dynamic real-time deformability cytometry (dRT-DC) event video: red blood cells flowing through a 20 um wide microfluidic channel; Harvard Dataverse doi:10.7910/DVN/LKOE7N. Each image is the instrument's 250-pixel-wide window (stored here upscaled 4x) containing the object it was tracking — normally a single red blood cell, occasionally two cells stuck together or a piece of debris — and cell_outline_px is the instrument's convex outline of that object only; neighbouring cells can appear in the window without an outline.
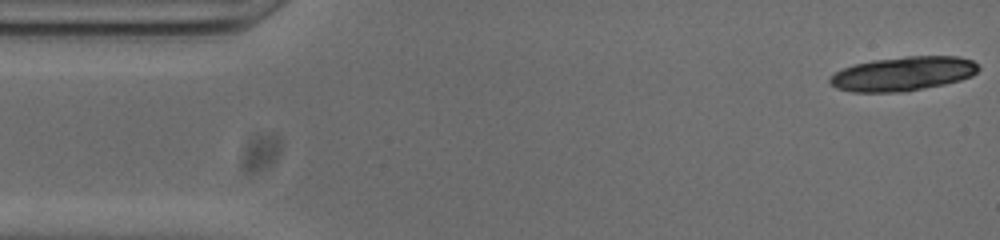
{"species": "common noctule bat (a hibernating species)", "species_latin": "Nyctalus noctula", "temperature_condition": "cold", "stored_images_in_passage": 15, "camera_frame_rate_fps": 3000, "um_per_image_px": 0.085, "animal": {"sex": "male", "body_mass_g": 20.0, "forearm_length_mm": 53.3}, "frame": {"image": 1, "passage_image": 1, "time_ms": 0.0, "image_size_px": [1000, 240], "cell_outline_px": [[980, 68], [972, 76], [960, 80], [944, 84], [904, 92], [852, 92], [836, 88], [828, 80], [836, 72], [844, 68], [856, 64], [872, 60], [908, 56], [956, 56], [972, 60]], "centroid_in_image_um": [76.77, 6.27], "position_along_channel_um": 8.2, "area_um2": 29.42}}